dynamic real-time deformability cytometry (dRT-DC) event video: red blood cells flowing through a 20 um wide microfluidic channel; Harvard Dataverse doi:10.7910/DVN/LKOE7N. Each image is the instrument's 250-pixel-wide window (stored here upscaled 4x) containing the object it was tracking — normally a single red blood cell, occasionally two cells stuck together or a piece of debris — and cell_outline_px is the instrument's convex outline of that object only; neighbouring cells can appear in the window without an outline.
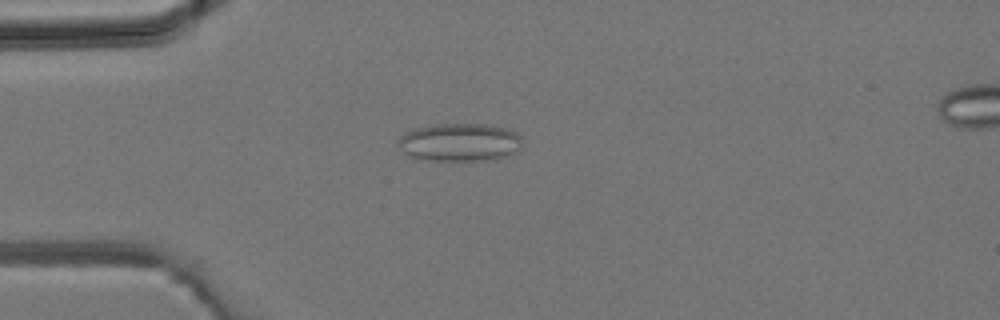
{"species": "common noctule bat (a hibernating species)", "species_latin": "Nyctalus noctula", "temperature_condition": "room temperature", "stored_images_in_passage": 42, "camera_frame_rate_fps": 3000, "um_per_image_px": 0.085, "animal": {"sex": "male", "body_mass_g": 19.2, "forearm_length_mm": 51.8}, "frame": {"image": 1, "passage_image": 11, "time_ms": 3.333, "image_size_px": [1000, 320], "cell_outline_px": [[524, 140], [520, 148], [516, 152], [496, 160], [428, 160], [412, 156], [404, 152], [400, 144], [400, 136], [412, 128], [436, 124], [488, 124], [508, 128], [516, 132]], "centroid_in_image_um": [39.16, 12.08], "position_along_channel_um": 45.8, "area_um2": 27.63}}
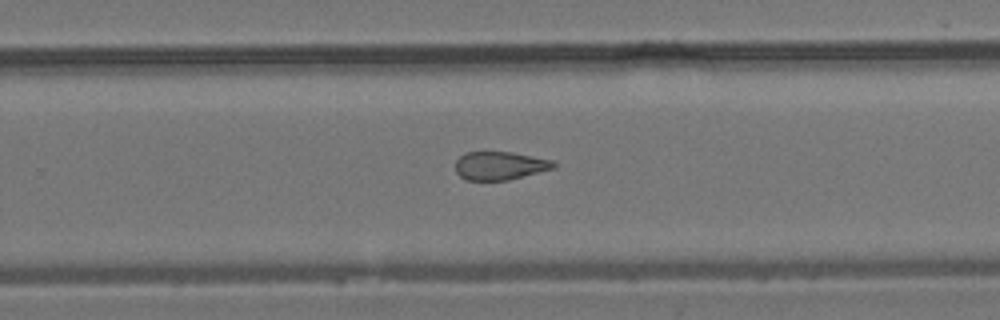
{"frame": {"image": 2, "passage_image": 27, "time_ms": 8.667, "image_size_px": [1000, 320], "cell_outline_px": [[556, 164], [552, 168], [508, 180], [464, 180], [456, 172], [456, 160], [464, 152], [512, 152], [552, 160]], "centroid_in_image_um": [42.43, 14.08], "position_along_channel_um": 287.4, "area_um2": 16.01}}
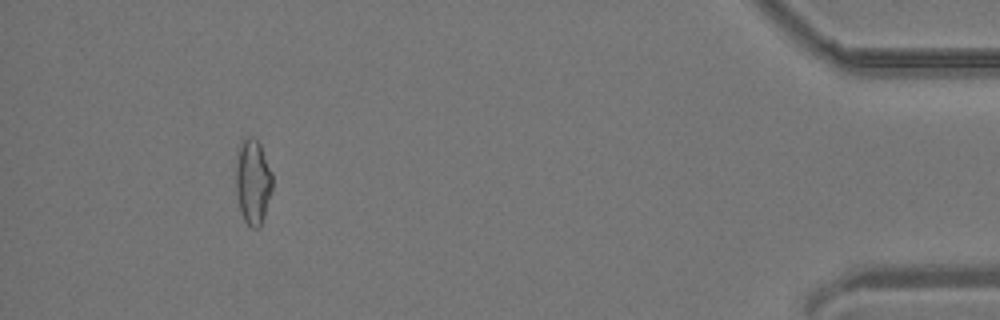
{"frame": {"image": 3, "passage_image": 39, "time_ms": 12.667, "image_size_px": [1000, 320], "cell_outline_px": [[272, 188], [264, 216], [260, 228], [252, 228], [244, 220], [240, 212], [236, 192], [236, 152], [240, 140], [248, 136], [252, 136], [260, 144], [272, 172]], "centroid_in_image_um": [21.47, 15.41], "position_along_channel_um": 413.7, "area_um2": 18.38}}